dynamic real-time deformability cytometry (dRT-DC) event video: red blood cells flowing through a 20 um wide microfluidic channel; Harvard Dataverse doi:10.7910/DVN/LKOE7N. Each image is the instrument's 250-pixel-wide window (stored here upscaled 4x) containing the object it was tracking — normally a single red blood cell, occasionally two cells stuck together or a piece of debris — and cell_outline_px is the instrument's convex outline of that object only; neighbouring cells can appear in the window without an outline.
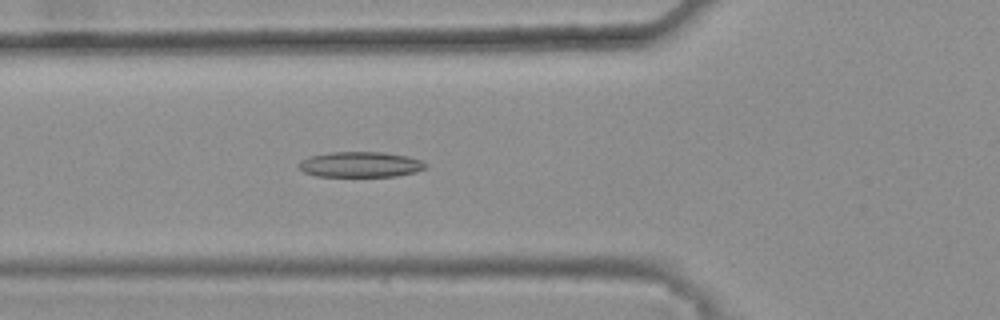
{"species": "common noctule bat (a hibernating species)", "species_latin": "Nyctalus noctula", "temperature_condition": "warm", "stored_images_in_passage": 46, "camera_frame_rate_fps": 3000, "um_per_image_px": 0.085, "animal": {"sex": "female", "body_mass_g": 25.1}, "frame": {"image": 1, "passage_image": 19, "time_ms": 6.0, "image_size_px": [1000, 320], "cell_outline_px": [[428, 168], [416, 172], [396, 176], [316, 176], [304, 172], [300, 168], [300, 160], [308, 156], [328, 152], [384, 152], [408, 156], [420, 160], [428, 164]], "centroid_in_image_um": [30.66, 13.97], "position_along_channel_um": 95.1, "area_um2": 18.96}}
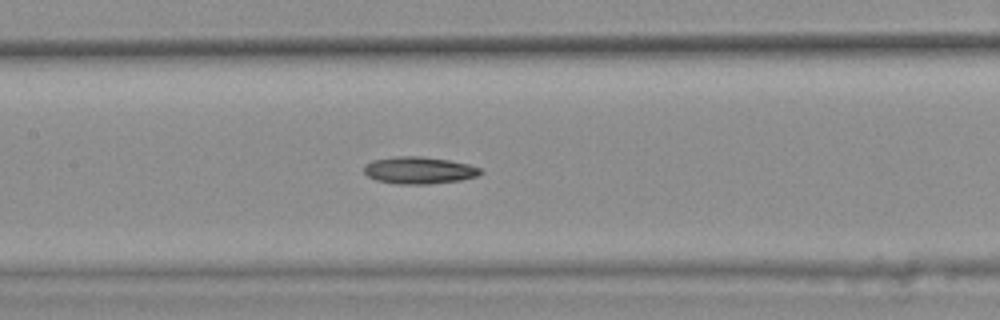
{"frame": {"image": 2, "passage_image": 25, "time_ms": 8.0, "image_size_px": [1000, 320], "cell_outline_px": [[484, 172], [480, 176], [460, 180], [428, 184], [396, 184], [376, 180], [368, 176], [364, 172], [364, 164], [372, 160], [396, 156], [420, 156], [448, 160], [468, 164], [480, 168]], "centroid_in_image_um": [35.62, 14.47], "position_along_channel_um": 171.8, "area_um2": 18.5}}
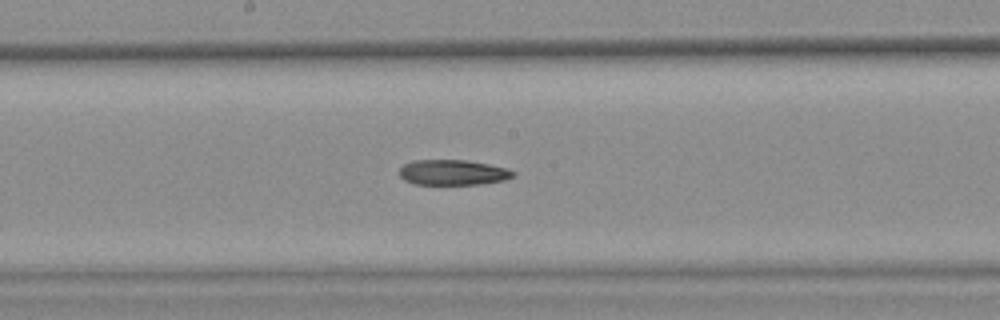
{"frame": {"image": 3, "passage_image": 28, "time_ms": 9.0, "image_size_px": [1000, 320], "cell_outline_px": [[516, 176], [504, 180], [480, 184], [412, 184], [404, 180], [400, 176], [400, 168], [404, 164], [412, 160], [464, 160], [488, 164], [508, 168], [516, 172]], "centroid_in_image_um": [38.51, 14.66], "position_along_channel_um": 209.7, "area_um2": 16.88}}